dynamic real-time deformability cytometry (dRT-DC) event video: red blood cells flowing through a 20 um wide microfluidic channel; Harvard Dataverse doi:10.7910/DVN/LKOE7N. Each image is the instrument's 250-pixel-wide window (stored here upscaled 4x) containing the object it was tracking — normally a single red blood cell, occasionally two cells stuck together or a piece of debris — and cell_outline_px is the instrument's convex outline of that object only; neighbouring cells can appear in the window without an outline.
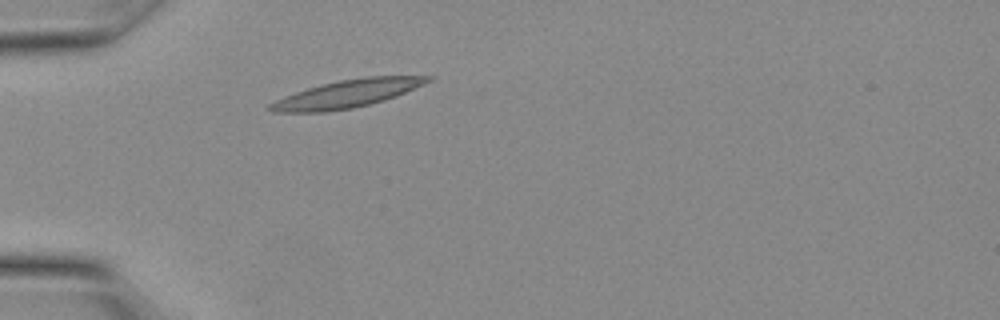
{"species": "Egyptian fruit bat (a non-hibernating species)", "species_latin": "Rousettus aegyptiacus", "temperature_condition": "warm", "stored_images_in_passage": 24, "camera_frame_rate_fps": 3000, "um_per_image_px": 0.085, "animal": {"sex": "female"}, "frame": {"image": 1, "passage_image": 4, "time_ms": 1.0, "image_size_px": [1000, 320], "cell_outline_px": [[436, 76], [432, 80], [396, 96], [368, 104], [352, 108], [324, 112], [272, 112], [264, 108], [268, 104], [284, 96], [308, 88], [340, 80], [364, 76]], "centroid_in_image_um": [29.46, 7.97], "position_along_channel_um": 55.5, "area_um2": 25.26}}
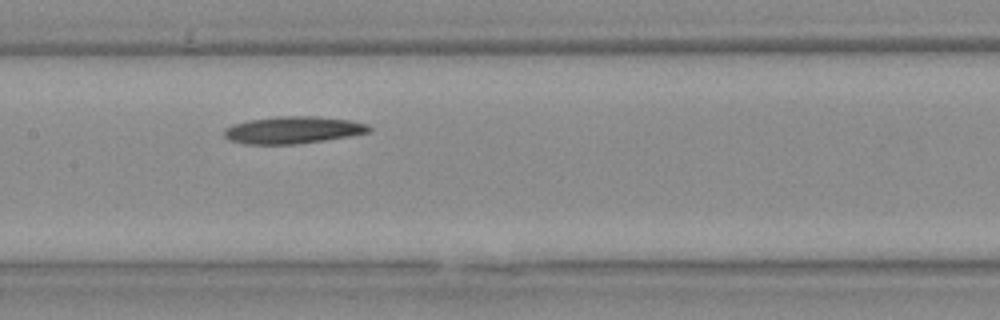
{"frame": {"image": 2, "passage_image": 10, "time_ms": 3.0, "image_size_px": [1000, 320], "cell_outline_px": [[372, 128], [368, 132], [348, 136], [324, 140], [296, 144], [244, 144], [228, 140], [224, 136], [224, 128], [232, 124], [248, 120], [276, 116], [316, 116], [352, 120], [368, 124]], "centroid_in_image_um": [24.87, 11.04], "position_along_channel_um": 182.5, "area_um2": 23.06}}
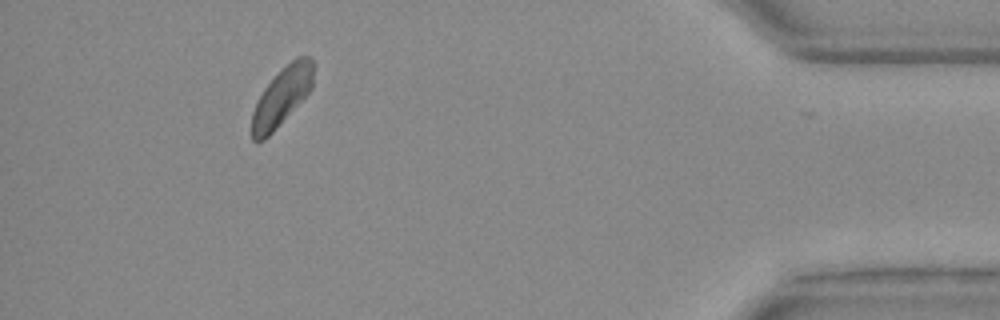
{"frame": {"image": 3, "passage_image": 22, "time_ms": 7.0, "image_size_px": [1000, 320], "cell_outline_px": [[312, 88], [276, 128], [264, 140], [256, 144], [252, 140], [252, 112], [264, 88], [296, 56], [308, 56], [312, 60]], "centroid_in_image_um": [23.92, 8.25], "position_along_channel_um": 411.3, "area_um2": 20.17}}